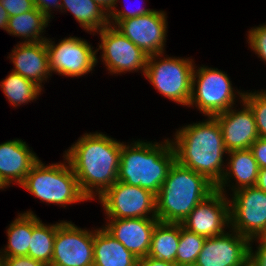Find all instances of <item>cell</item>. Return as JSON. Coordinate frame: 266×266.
<instances>
[{
    "label": "cell",
    "instance_id": "1",
    "mask_svg": "<svg viewBox=\"0 0 266 266\" xmlns=\"http://www.w3.org/2000/svg\"><path fill=\"white\" fill-rule=\"evenodd\" d=\"M120 141L96 131L85 133L65 151L81 192L88 200L96 199L118 178Z\"/></svg>",
    "mask_w": 266,
    "mask_h": 266
},
{
    "label": "cell",
    "instance_id": "2",
    "mask_svg": "<svg viewBox=\"0 0 266 266\" xmlns=\"http://www.w3.org/2000/svg\"><path fill=\"white\" fill-rule=\"evenodd\" d=\"M171 140L175 160L196 173L205 176L215 186L221 181L227 154L221 126L215 117L183 126Z\"/></svg>",
    "mask_w": 266,
    "mask_h": 266
},
{
    "label": "cell",
    "instance_id": "3",
    "mask_svg": "<svg viewBox=\"0 0 266 266\" xmlns=\"http://www.w3.org/2000/svg\"><path fill=\"white\" fill-rule=\"evenodd\" d=\"M132 142L130 145L122 142L117 181L145 188L156 195L175 162L171 140Z\"/></svg>",
    "mask_w": 266,
    "mask_h": 266
},
{
    "label": "cell",
    "instance_id": "4",
    "mask_svg": "<svg viewBox=\"0 0 266 266\" xmlns=\"http://www.w3.org/2000/svg\"><path fill=\"white\" fill-rule=\"evenodd\" d=\"M215 190L205 176L175 160L156 194V216L160 222L182 223Z\"/></svg>",
    "mask_w": 266,
    "mask_h": 266
},
{
    "label": "cell",
    "instance_id": "5",
    "mask_svg": "<svg viewBox=\"0 0 266 266\" xmlns=\"http://www.w3.org/2000/svg\"><path fill=\"white\" fill-rule=\"evenodd\" d=\"M63 163L44 165L39 160L26 175L20 187L48 204L67 207L69 204L88 201L81 192L78 180L68 159Z\"/></svg>",
    "mask_w": 266,
    "mask_h": 266
},
{
    "label": "cell",
    "instance_id": "6",
    "mask_svg": "<svg viewBox=\"0 0 266 266\" xmlns=\"http://www.w3.org/2000/svg\"><path fill=\"white\" fill-rule=\"evenodd\" d=\"M234 91L227 73L205 65L198 69L194 66L188 107L196 106L205 117H214L234 107L237 95L240 103L243 101L245 91Z\"/></svg>",
    "mask_w": 266,
    "mask_h": 266
},
{
    "label": "cell",
    "instance_id": "7",
    "mask_svg": "<svg viewBox=\"0 0 266 266\" xmlns=\"http://www.w3.org/2000/svg\"><path fill=\"white\" fill-rule=\"evenodd\" d=\"M162 56L164 53L148 56L144 77L165 98L188 107L196 64L190 58Z\"/></svg>",
    "mask_w": 266,
    "mask_h": 266
},
{
    "label": "cell",
    "instance_id": "8",
    "mask_svg": "<svg viewBox=\"0 0 266 266\" xmlns=\"http://www.w3.org/2000/svg\"><path fill=\"white\" fill-rule=\"evenodd\" d=\"M97 199L107 219L157 218L156 195L139 186L116 181Z\"/></svg>",
    "mask_w": 266,
    "mask_h": 266
},
{
    "label": "cell",
    "instance_id": "9",
    "mask_svg": "<svg viewBox=\"0 0 266 266\" xmlns=\"http://www.w3.org/2000/svg\"><path fill=\"white\" fill-rule=\"evenodd\" d=\"M51 73L66 77H82L93 71L98 63L97 50H93L86 40L75 36L62 39L55 44L52 39H46Z\"/></svg>",
    "mask_w": 266,
    "mask_h": 266
},
{
    "label": "cell",
    "instance_id": "10",
    "mask_svg": "<svg viewBox=\"0 0 266 266\" xmlns=\"http://www.w3.org/2000/svg\"><path fill=\"white\" fill-rule=\"evenodd\" d=\"M230 229L249 238L266 231V192L246 187L230 194Z\"/></svg>",
    "mask_w": 266,
    "mask_h": 266
},
{
    "label": "cell",
    "instance_id": "11",
    "mask_svg": "<svg viewBox=\"0 0 266 266\" xmlns=\"http://www.w3.org/2000/svg\"><path fill=\"white\" fill-rule=\"evenodd\" d=\"M97 34L101 40L98 49L96 48L97 54L102 50L101 59L108 73L121 74L140 70L144 75L148 59L146 53L110 24Z\"/></svg>",
    "mask_w": 266,
    "mask_h": 266
},
{
    "label": "cell",
    "instance_id": "12",
    "mask_svg": "<svg viewBox=\"0 0 266 266\" xmlns=\"http://www.w3.org/2000/svg\"><path fill=\"white\" fill-rule=\"evenodd\" d=\"M94 230L78 228L71 221L57 223L50 266H93Z\"/></svg>",
    "mask_w": 266,
    "mask_h": 266
},
{
    "label": "cell",
    "instance_id": "13",
    "mask_svg": "<svg viewBox=\"0 0 266 266\" xmlns=\"http://www.w3.org/2000/svg\"><path fill=\"white\" fill-rule=\"evenodd\" d=\"M167 23L166 12L154 10L146 15L121 20L114 27L151 56L165 52Z\"/></svg>",
    "mask_w": 266,
    "mask_h": 266
},
{
    "label": "cell",
    "instance_id": "14",
    "mask_svg": "<svg viewBox=\"0 0 266 266\" xmlns=\"http://www.w3.org/2000/svg\"><path fill=\"white\" fill-rule=\"evenodd\" d=\"M227 197L215 190L190 212L182 221V227L205 238L222 235L227 227L230 228V201Z\"/></svg>",
    "mask_w": 266,
    "mask_h": 266
},
{
    "label": "cell",
    "instance_id": "15",
    "mask_svg": "<svg viewBox=\"0 0 266 266\" xmlns=\"http://www.w3.org/2000/svg\"><path fill=\"white\" fill-rule=\"evenodd\" d=\"M250 241L232 229L206 238L194 266H242L249 260Z\"/></svg>",
    "mask_w": 266,
    "mask_h": 266
},
{
    "label": "cell",
    "instance_id": "16",
    "mask_svg": "<svg viewBox=\"0 0 266 266\" xmlns=\"http://www.w3.org/2000/svg\"><path fill=\"white\" fill-rule=\"evenodd\" d=\"M242 104L240 111L232 107L214 116L221 126L227 152L251 148L259 138L254 113L244 100Z\"/></svg>",
    "mask_w": 266,
    "mask_h": 266
},
{
    "label": "cell",
    "instance_id": "17",
    "mask_svg": "<svg viewBox=\"0 0 266 266\" xmlns=\"http://www.w3.org/2000/svg\"><path fill=\"white\" fill-rule=\"evenodd\" d=\"M103 228L137 259L148 255L158 218L107 219Z\"/></svg>",
    "mask_w": 266,
    "mask_h": 266
},
{
    "label": "cell",
    "instance_id": "18",
    "mask_svg": "<svg viewBox=\"0 0 266 266\" xmlns=\"http://www.w3.org/2000/svg\"><path fill=\"white\" fill-rule=\"evenodd\" d=\"M14 65L12 72L33 81L41 89L43 81L52 76L45 40L39 42H20L8 55Z\"/></svg>",
    "mask_w": 266,
    "mask_h": 266
},
{
    "label": "cell",
    "instance_id": "19",
    "mask_svg": "<svg viewBox=\"0 0 266 266\" xmlns=\"http://www.w3.org/2000/svg\"><path fill=\"white\" fill-rule=\"evenodd\" d=\"M25 141L13 139L0 144V180L6 186L21 185L39 161Z\"/></svg>",
    "mask_w": 266,
    "mask_h": 266
},
{
    "label": "cell",
    "instance_id": "20",
    "mask_svg": "<svg viewBox=\"0 0 266 266\" xmlns=\"http://www.w3.org/2000/svg\"><path fill=\"white\" fill-rule=\"evenodd\" d=\"M229 156L224 175L216 186V190L226 194V187L230 186L232 193L236 190L256 186L259 166L250 148L227 152ZM236 181L230 185V179ZM227 185V186H226ZM232 186V187H231Z\"/></svg>",
    "mask_w": 266,
    "mask_h": 266
},
{
    "label": "cell",
    "instance_id": "21",
    "mask_svg": "<svg viewBox=\"0 0 266 266\" xmlns=\"http://www.w3.org/2000/svg\"><path fill=\"white\" fill-rule=\"evenodd\" d=\"M137 258L103 227L94 229L93 266H137Z\"/></svg>",
    "mask_w": 266,
    "mask_h": 266
},
{
    "label": "cell",
    "instance_id": "22",
    "mask_svg": "<svg viewBox=\"0 0 266 266\" xmlns=\"http://www.w3.org/2000/svg\"><path fill=\"white\" fill-rule=\"evenodd\" d=\"M72 13L80 27L97 33L109 24L108 13L94 0H61V11Z\"/></svg>",
    "mask_w": 266,
    "mask_h": 266
},
{
    "label": "cell",
    "instance_id": "23",
    "mask_svg": "<svg viewBox=\"0 0 266 266\" xmlns=\"http://www.w3.org/2000/svg\"><path fill=\"white\" fill-rule=\"evenodd\" d=\"M181 223L158 222L153 230L147 256L176 264Z\"/></svg>",
    "mask_w": 266,
    "mask_h": 266
},
{
    "label": "cell",
    "instance_id": "24",
    "mask_svg": "<svg viewBox=\"0 0 266 266\" xmlns=\"http://www.w3.org/2000/svg\"><path fill=\"white\" fill-rule=\"evenodd\" d=\"M49 20L37 8L9 17L6 32L9 35H14L23 38L24 42H39L46 40L44 35Z\"/></svg>",
    "mask_w": 266,
    "mask_h": 266
},
{
    "label": "cell",
    "instance_id": "25",
    "mask_svg": "<svg viewBox=\"0 0 266 266\" xmlns=\"http://www.w3.org/2000/svg\"><path fill=\"white\" fill-rule=\"evenodd\" d=\"M7 246L0 250L1 257L27 256L33 233V212L18 213L7 229Z\"/></svg>",
    "mask_w": 266,
    "mask_h": 266
},
{
    "label": "cell",
    "instance_id": "26",
    "mask_svg": "<svg viewBox=\"0 0 266 266\" xmlns=\"http://www.w3.org/2000/svg\"><path fill=\"white\" fill-rule=\"evenodd\" d=\"M57 230L56 224H44L36 214L33 213V233L28 249V255L46 266L51 265L53 247Z\"/></svg>",
    "mask_w": 266,
    "mask_h": 266
},
{
    "label": "cell",
    "instance_id": "27",
    "mask_svg": "<svg viewBox=\"0 0 266 266\" xmlns=\"http://www.w3.org/2000/svg\"><path fill=\"white\" fill-rule=\"evenodd\" d=\"M0 83L5 97L13 107L28 104L32 100L36 101L43 90L33 81L25 79L20 74L12 71Z\"/></svg>",
    "mask_w": 266,
    "mask_h": 266
},
{
    "label": "cell",
    "instance_id": "28",
    "mask_svg": "<svg viewBox=\"0 0 266 266\" xmlns=\"http://www.w3.org/2000/svg\"><path fill=\"white\" fill-rule=\"evenodd\" d=\"M206 238L190 232L181 225L179 246L176 254L177 266H194Z\"/></svg>",
    "mask_w": 266,
    "mask_h": 266
},
{
    "label": "cell",
    "instance_id": "29",
    "mask_svg": "<svg viewBox=\"0 0 266 266\" xmlns=\"http://www.w3.org/2000/svg\"><path fill=\"white\" fill-rule=\"evenodd\" d=\"M243 100L254 113L259 137L266 139V91H245Z\"/></svg>",
    "mask_w": 266,
    "mask_h": 266
},
{
    "label": "cell",
    "instance_id": "30",
    "mask_svg": "<svg viewBox=\"0 0 266 266\" xmlns=\"http://www.w3.org/2000/svg\"><path fill=\"white\" fill-rule=\"evenodd\" d=\"M247 35L250 49L266 63V24L251 28Z\"/></svg>",
    "mask_w": 266,
    "mask_h": 266
},
{
    "label": "cell",
    "instance_id": "31",
    "mask_svg": "<svg viewBox=\"0 0 266 266\" xmlns=\"http://www.w3.org/2000/svg\"><path fill=\"white\" fill-rule=\"evenodd\" d=\"M124 10H118L117 8H112L109 12H108V19H109V24L112 26H115L119 21L121 20H125L128 18H134L137 16H141V15H146L152 11H154L153 9L150 8H146V7H142L135 9V10H130V9H125L123 7Z\"/></svg>",
    "mask_w": 266,
    "mask_h": 266
},
{
    "label": "cell",
    "instance_id": "32",
    "mask_svg": "<svg viewBox=\"0 0 266 266\" xmlns=\"http://www.w3.org/2000/svg\"><path fill=\"white\" fill-rule=\"evenodd\" d=\"M257 241L256 250L252 249V243ZM249 260L254 266H266V237L257 236L251 239L249 247Z\"/></svg>",
    "mask_w": 266,
    "mask_h": 266
},
{
    "label": "cell",
    "instance_id": "33",
    "mask_svg": "<svg viewBox=\"0 0 266 266\" xmlns=\"http://www.w3.org/2000/svg\"><path fill=\"white\" fill-rule=\"evenodd\" d=\"M8 13V16H17L29 10L35 9L33 0H0Z\"/></svg>",
    "mask_w": 266,
    "mask_h": 266
},
{
    "label": "cell",
    "instance_id": "34",
    "mask_svg": "<svg viewBox=\"0 0 266 266\" xmlns=\"http://www.w3.org/2000/svg\"><path fill=\"white\" fill-rule=\"evenodd\" d=\"M251 151L260 169L266 168V139L258 138L252 145Z\"/></svg>",
    "mask_w": 266,
    "mask_h": 266
},
{
    "label": "cell",
    "instance_id": "35",
    "mask_svg": "<svg viewBox=\"0 0 266 266\" xmlns=\"http://www.w3.org/2000/svg\"><path fill=\"white\" fill-rule=\"evenodd\" d=\"M3 266H46L29 256L2 257Z\"/></svg>",
    "mask_w": 266,
    "mask_h": 266
},
{
    "label": "cell",
    "instance_id": "36",
    "mask_svg": "<svg viewBox=\"0 0 266 266\" xmlns=\"http://www.w3.org/2000/svg\"><path fill=\"white\" fill-rule=\"evenodd\" d=\"M35 4V8H37L39 11H41L49 20L52 17L53 12H51L52 7L54 8V11H58L57 9H60L61 11V0H33Z\"/></svg>",
    "mask_w": 266,
    "mask_h": 266
},
{
    "label": "cell",
    "instance_id": "37",
    "mask_svg": "<svg viewBox=\"0 0 266 266\" xmlns=\"http://www.w3.org/2000/svg\"><path fill=\"white\" fill-rule=\"evenodd\" d=\"M137 266H177L175 263L146 256L137 260Z\"/></svg>",
    "mask_w": 266,
    "mask_h": 266
},
{
    "label": "cell",
    "instance_id": "38",
    "mask_svg": "<svg viewBox=\"0 0 266 266\" xmlns=\"http://www.w3.org/2000/svg\"><path fill=\"white\" fill-rule=\"evenodd\" d=\"M256 187L266 192V168L259 170Z\"/></svg>",
    "mask_w": 266,
    "mask_h": 266
},
{
    "label": "cell",
    "instance_id": "39",
    "mask_svg": "<svg viewBox=\"0 0 266 266\" xmlns=\"http://www.w3.org/2000/svg\"><path fill=\"white\" fill-rule=\"evenodd\" d=\"M94 1H96L100 6H102L107 13L112 8H116V6H118L117 2H119V0H94Z\"/></svg>",
    "mask_w": 266,
    "mask_h": 266
},
{
    "label": "cell",
    "instance_id": "40",
    "mask_svg": "<svg viewBox=\"0 0 266 266\" xmlns=\"http://www.w3.org/2000/svg\"><path fill=\"white\" fill-rule=\"evenodd\" d=\"M8 20H9L8 13L0 2V29L2 28V30L6 31Z\"/></svg>",
    "mask_w": 266,
    "mask_h": 266
},
{
    "label": "cell",
    "instance_id": "41",
    "mask_svg": "<svg viewBox=\"0 0 266 266\" xmlns=\"http://www.w3.org/2000/svg\"><path fill=\"white\" fill-rule=\"evenodd\" d=\"M242 266H254L251 262H250V260H248L244 265H242Z\"/></svg>",
    "mask_w": 266,
    "mask_h": 266
},
{
    "label": "cell",
    "instance_id": "42",
    "mask_svg": "<svg viewBox=\"0 0 266 266\" xmlns=\"http://www.w3.org/2000/svg\"><path fill=\"white\" fill-rule=\"evenodd\" d=\"M4 188H7L2 182H1V180H0V189L1 190H4Z\"/></svg>",
    "mask_w": 266,
    "mask_h": 266
},
{
    "label": "cell",
    "instance_id": "43",
    "mask_svg": "<svg viewBox=\"0 0 266 266\" xmlns=\"http://www.w3.org/2000/svg\"><path fill=\"white\" fill-rule=\"evenodd\" d=\"M0 266H3L2 257L0 256Z\"/></svg>",
    "mask_w": 266,
    "mask_h": 266
}]
</instances>
